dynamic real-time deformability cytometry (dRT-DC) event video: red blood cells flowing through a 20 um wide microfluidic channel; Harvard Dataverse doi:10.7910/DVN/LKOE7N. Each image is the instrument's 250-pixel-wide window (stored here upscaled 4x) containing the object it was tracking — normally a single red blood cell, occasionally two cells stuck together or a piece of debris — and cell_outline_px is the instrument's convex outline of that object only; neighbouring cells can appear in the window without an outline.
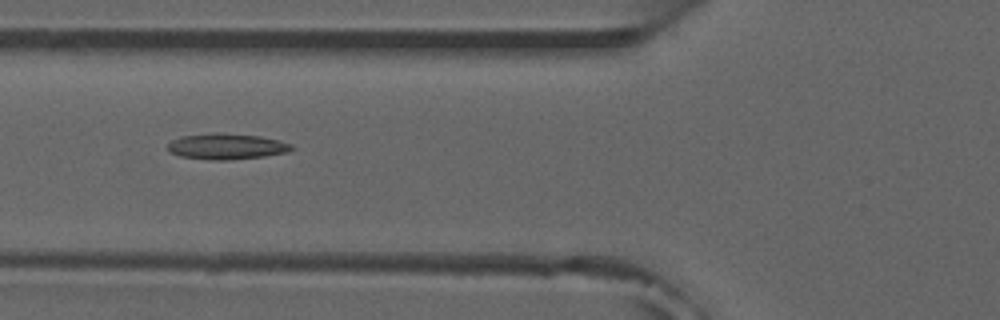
{"species": "common noctule bat (a hibernating species)", "species_latin": "Nyctalus noctula", "temperature_condition": "room temperature", "stored_images_in_passage": 44, "camera_frame_rate_fps": 3000, "um_per_image_px": 0.085, "animal": {"sex": "male", "forearm_length_mm": 52.5}, "frame": {"image": 1, "passage_image": 19, "time_ms": 6.0, "image_size_px": [1000, 320], "cell_outline_px": [[296, 148], [288, 152], [264, 156], [228, 160], [212, 160], [180, 156], [168, 152], [164, 148], [172, 140], [180, 136], [212, 132], [216, 132], [260, 136], [280, 140], [292, 144]], "centroid_in_image_um": [19.24, 12.44], "position_along_channel_um": 106.6, "area_um2": 19.02}, "authors_computed_cell_mechanics": {"area_um2": 17.8891, "velocity_mm_per_s": 3.8947, "shape_relaxation_time_tau1_ms": null, "shape_relaxation_time_tau2_ms": 4.8241, "deformation_change_tau1": null, "deformation_change_tau2": 0.1449}}